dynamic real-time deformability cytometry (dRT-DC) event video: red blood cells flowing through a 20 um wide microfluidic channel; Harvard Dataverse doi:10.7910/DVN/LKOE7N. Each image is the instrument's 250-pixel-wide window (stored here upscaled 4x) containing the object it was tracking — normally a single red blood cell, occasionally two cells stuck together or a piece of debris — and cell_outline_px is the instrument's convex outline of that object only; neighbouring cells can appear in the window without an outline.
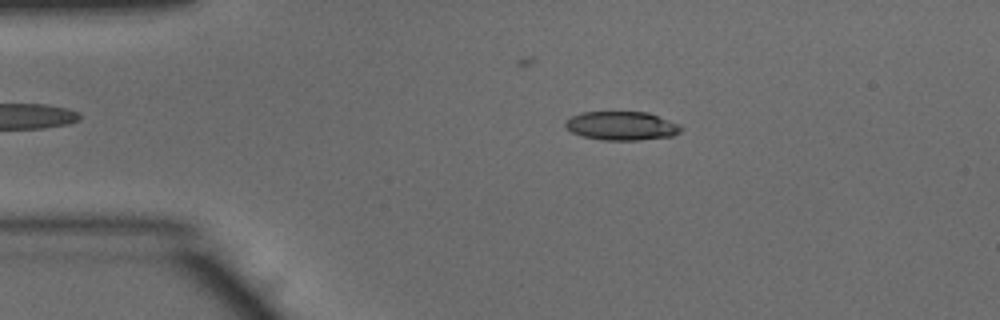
{"species": "common noctule bat (a hibernating species)", "species_latin": "Nyctalus noctula", "temperature_condition": "warm", "stored_images_in_passage": 44, "camera_frame_rate_fps": 3000, "um_per_image_px": 0.085, "animal": {"sex": "male", "body_mass_g": 15.6}, "frame": {"image": 1, "passage_image": 9, "time_ms": 2.667, "image_size_px": [1000, 320], "cell_outline_px": [[684, 128], [680, 132], [672, 136], [640, 140], [604, 140], [580, 136], [564, 128], [564, 120], [580, 112], [648, 112], [680, 124]], "centroid_in_image_um": [52.82, 10.69], "position_along_channel_um": 32.2, "area_um2": 19.65}}
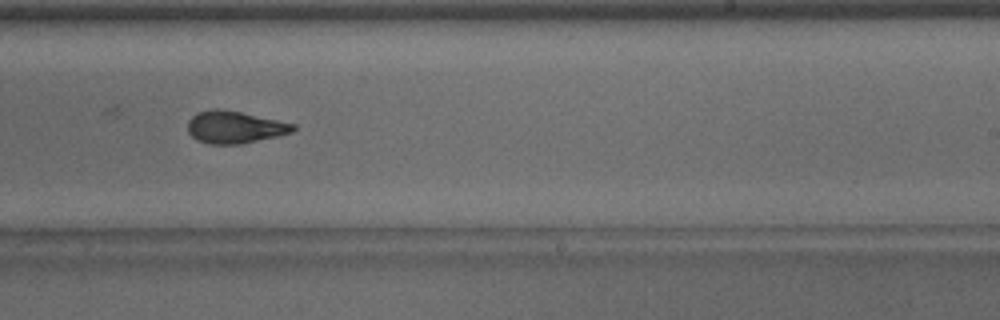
{"frame": {"image": 2, "passage_image": 30, "time_ms": 9.667, "image_size_px": [1000, 320], "cell_outline_px": [[296, 128], [292, 132], [276, 136], [240, 144], [208, 144], [196, 140], [188, 132], [188, 120], [196, 112], [212, 108], [216, 108], [240, 112], [296, 124]], "centroid_in_image_um": [19.91, 10.8], "position_along_channel_um": 269.1, "area_um2": 19.77}}
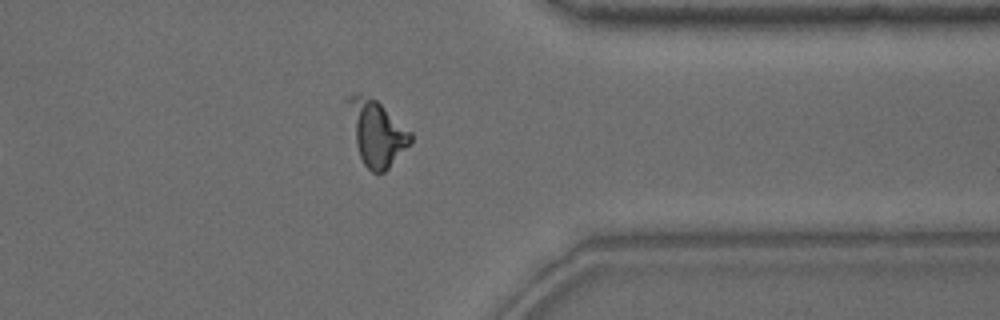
{"frame": {"image": 3, "passage_image": 39, "time_ms": 12.667, "image_size_px": [1000, 320], "cell_outline_px": [[412, 140], [388, 168], [384, 172], [372, 172], [364, 164], [360, 156], [356, 144], [344, 100], [348, 96], [360, 92], [376, 100], [412, 132]], "centroid_in_image_um": [31.97, 11.23], "position_along_channel_um": 379.4, "area_um2": 23.52}, "authors_computed_cell_mechanics": {"area_um2": 19.8832, "velocity_mm_per_s": 3.9594, "shape_relaxation_time_tau1_ms": 6.5103, "shape_relaxation_time_tau2_ms": 1.5369, "deformation_change_tau1": 0.1866, "deformation_change_tau2": 0.0823}}